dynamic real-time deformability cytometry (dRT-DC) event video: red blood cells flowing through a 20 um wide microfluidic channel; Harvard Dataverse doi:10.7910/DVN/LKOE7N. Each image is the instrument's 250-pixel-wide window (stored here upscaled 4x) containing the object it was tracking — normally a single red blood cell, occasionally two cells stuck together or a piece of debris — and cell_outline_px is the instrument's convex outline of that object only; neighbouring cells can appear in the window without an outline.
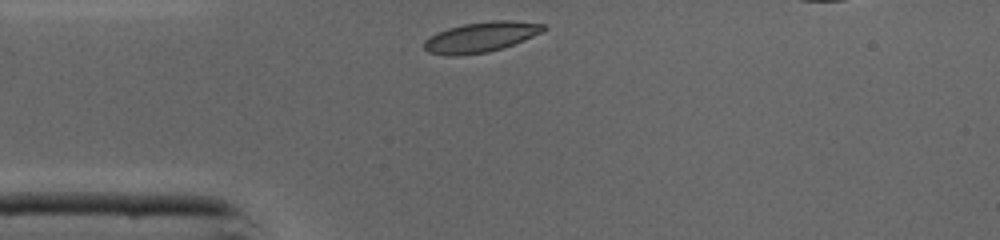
{"species": "common noctule bat (a hibernating species)", "species_latin": "Nyctalus noctula", "temperature_condition": "cold", "stored_images_in_passage": 26, "camera_frame_rate_fps": 3000, "um_per_image_px": 0.085, "animal": {"sex": "male", "body_mass_g": 19.0, "forearm_length_mm": 50.8}, "frame": {"image": 1, "passage_image": 1, "time_ms": 0.0, "image_size_px": [1000, 240], "cell_outline_px": [[548, 28], [524, 40], [488, 52], [452, 56], [448, 56], [428, 52], [424, 48], [424, 40], [428, 36], [436, 32], [448, 28], [464, 24], [492, 20], [512, 20], [544, 24]], "centroid_in_image_um": [40.83, 3.14], "position_along_channel_um": 44.2, "area_um2": 20.92}}
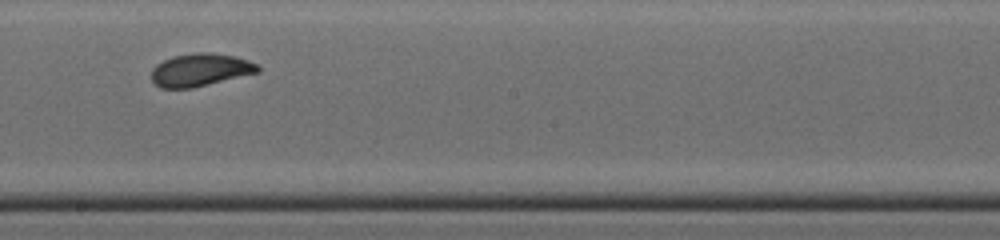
{"frame": {"image": 2, "passage_image": 15, "time_ms": 4.667, "image_size_px": [1000, 240], "cell_outline_px": [[260, 72], [192, 88], [160, 88], [152, 80], [152, 68], [156, 64], [172, 56], [196, 52], [208, 52], [236, 56], [248, 60], [256, 64], [260, 68]], "centroid_in_image_um": [17.02, 5.93], "position_along_channel_um": 231.2, "area_um2": 20.35}}
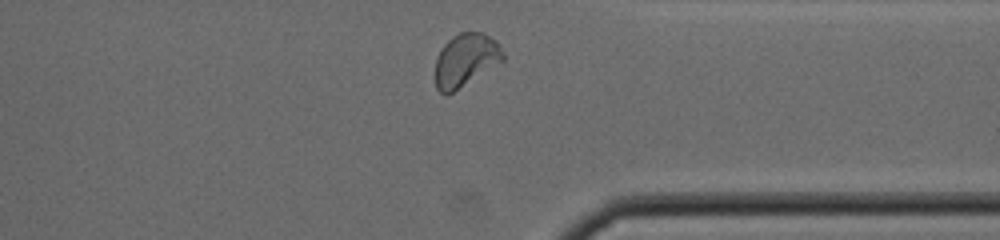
{"frame": {"image": 3, "passage_image": 25, "time_ms": 8.0, "image_size_px": [1000, 240], "cell_outline_px": [[504, 60], [452, 92], [440, 92], [436, 88], [436, 56], [444, 44], [452, 36], [460, 32], [484, 32], [504, 52]], "centroid_in_image_um": [39.56, 5.07], "position_along_channel_um": 371.8, "area_um2": 20.35}, "authors_computed_cell_mechanics": {"area_um2": 20.3456, "velocity_mm_per_s": 4.3177, "shape_relaxation_time_tau1_ms": 2.2863, "shape_relaxation_time_tau2_ms": 0.8189, "deformation_change_tau1": 0.1224, "deformation_change_tau2": 0.044}}